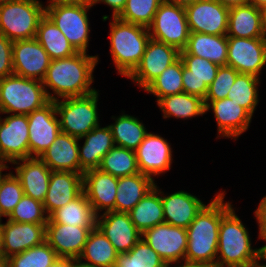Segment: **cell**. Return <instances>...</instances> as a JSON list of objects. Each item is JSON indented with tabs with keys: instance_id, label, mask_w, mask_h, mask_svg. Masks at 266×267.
<instances>
[{
	"instance_id": "obj_35",
	"label": "cell",
	"mask_w": 266,
	"mask_h": 267,
	"mask_svg": "<svg viewBox=\"0 0 266 267\" xmlns=\"http://www.w3.org/2000/svg\"><path fill=\"white\" fill-rule=\"evenodd\" d=\"M35 38L51 60L68 58L78 53L73 45L68 42L66 36L46 15L38 24Z\"/></svg>"
},
{
	"instance_id": "obj_20",
	"label": "cell",
	"mask_w": 266,
	"mask_h": 267,
	"mask_svg": "<svg viewBox=\"0 0 266 267\" xmlns=\"http://www.w3.org/2000/svg\"><path fill=\"white\" fill-rule=\"evenodd\" d=\"M96 226L119 254L129 252L142 236L129 214L124 212L110 211L100 214L97 216Z\"/></svg>"
},
{
	"instance_id": "obj_46",
	"label": "cell",
	"mask_w": 266,
	"mask_h": 267,
	"mask_svg": "<svg viewBox=\"0 0 266 267\" xmlns=\"http://www.w3.org/2000/svg\"><path fill=\"white\" fill-rule=\"evenodd\" d=\"M239 74L233 67L220 66L213 82L208 86L204 100H222L227 98L228 92Z\"/></svg>"
},
{
	"instance_id": "obj_16",
	"label": "cell",
	"mask_w": 266,
	"mask_h": 267,
	"mask_svg": "<svg viewBox=\"0 0 266 267\" xmlns=\"http://www.w3.org/2000/svg\"><path fill=\"white\" fill-rule=\"evenodd\" d=\"M29 131V155L40 157L61 132L55 101L27 115Z\"/></svg>"
},
{
	"instance_id": "obj_51",
	"label": "cell",
	"mask_w": 266,
	"mask_h": 267,
	"mask_svg": "<svg viewBox=\"0 0 266 267\" xmlns=\"http://www.w3.org/2000/svg\"><path fill=\"white\" fill-rule=\"evenodd\" d=\"M217 1L221 3L223 6L228 8L248 5L250 3V0H217Z\"/></svg>"
},
{
	"instance_id": "obj_43",
	"label": "cell",
	"mask_w": 266,
	"mask_h": 267,
	"mask_svg": "<svg viewBox=\"0 0 266 267\" xmlns=\"http://www.w3.org/2000/svg\"><path fill=\"white\" fill-rule=\"evenodd\" d=\"M162 0H127L119 19L148 28Z\"/></svg>"
},
{
	"instance_id": "obj_10",
	"label": "cell",
	"mask_w": 266,
	"mask_h": 267,
	"mask_svg": "<svg viewBox=\"0 0 266 267\" xmlns=\"http://www.w3.org/2000/svg\"><path fill=\"white\" fill-rule=\"evenodd\" d=\"M28 128L27 115L0 116V168H9L7 162L30 158Z\"/></svg>"
},
{
	"instance_id": "obj_3",
	"label": "cell",
	"mask_w": 266,
	"mask_h": 267,
	"mask_svg": "<svg viewBox=\"0 0 266 267\" xmlns=\"http://www.w3.org/2000/svg\"><path fill=\"white\" fill-rule=\"evenodd\" d=\"M248 229L232 207L219 226L216 267H245L263 261V249L251 246Z\"/></svg>"
},
{
	"instance_id": "obj_21",
	"label": "cell",
	"mask_w": 266,
	"mask_h": 267,
	"mask_svg": "<svg viewBox=\"0 0 266 267\" xmlns=\"http://www.w3.org/2000/svg\"><path fill=\"white\" fill-rule=\"evenodd\" d=\"M118 177L97 169H90L83 173V192L90 202L97 216L115 211Z\"/></svg>"
},
{
	"instance_id": "obj_55",
	"label": "cell",
	"mask_w": 266,
	"mask_h": 267,
	"mask_svg": "<svg viewBox=\"0 0 266 267\" xmlns=\"http://www.w3.org/2000/svg\"><path fill=\"white\" fill-rule=\"evenodd\" d=\"M261 25H262V36L266 41V6L261 8Z\"/></svg>"
},
{
	"instance_id": "obj_32",
	"label": "cell",
	"mask_w": 266,
	"mask_h": 267,
	"mask_svg": "<svg viewBox=\"0 0 266 267\" xmlns=\"http://www.w3.org/2000/svg\"><path fill=\"white\" fill-rule=\"evenodd\" d=\"M227 36L263 38L261 8L248 4L229 8Z\"/></svg>"
},
{
	"instance_id": "obj_52",
	"label": "cell",
	"mask_w": 266,
	"mask_h": 267,
	"mask_svg": "<svg viewBox=\"0 0 266 267\" xmlns=\"http://www.w3.org/2000/svg\"><path fill=\"white\" fill-rule=\"evenodd\" d=\"M78 264L75 259H59L52 267H76Z\"/></svg>"
},
{
	"instance_id": "obj_40",
	"label": "cell",
	"mask_w": 266,
	"mask_h": 267,
	"mask_svg": "<svg viewBox=\"0 0 266 267\" xmlns=\"http://www.w3.org/2000/svg\"><path fill=\"white\" fill-rule=\"evenodd\" d=\"M149 94L157 97V102L168 95L184 92L182 82V60L179 58L168 66L145 89Z\"/></svg>"
},
{
	"instance_id": "obj_45",
	"label": "cell",
	"mask_w": 266,
	"mask_h": 267,
	"mask_svg": "<svg viewBox=\"0 0 266 267\" xmlns=\"http://www.w3.org/2000/svg\"><path fill=\"white\" fill-rule=\"evenodd\" d=\"M7 218L19 223L46 224L48 222L43 202L26 195L22 197Z\"/></svg>"
},
{
	"instance_id": "obj_44",
	"label": "cell",
	"mask_w": 266,
	"mask_h": 267,
	"mask_svg": "<svg viewBox=\"0 0 266 267\" xmlns=\"http://www.w3.org/2000/svg\"><path fill=\"white\" fill-rule=\"evenodd\" d=\"M4 169L8 167L0 168V210L3 217H8L24 196V191L13 172L3 174Z\"/></svg>"
},
{
	"instance_id": "obj_61",
	"label": "cell",
	"mask_w": 266,
	"mask_h": 267,
	"mask_svg": "<svg viewBox=\"0 0 266 267\" xmlns=\"http://www.w3.org/2000/svg\"><path fill=\"white\" fill-rule=\"evenodd\" d=\"M1 217H3V216H2V214H1V210H0V222L2 221Z\"/></svg>"
},
{
	"instance_id": "obj_34",
	"label": "cell",
	"mask_w": 266,
	"mask_h": 267,
	"mask_svg": "<svg viewBox=\"0 0 266 267\" xmlns=\"http://www.w3.org/2000/svg\"><path fill=\"white\" fill-rule=\"evenodd\" d=\"M47 223H60L80 227H96L97 215L84 192L48 216Z\"/></svg>"
},
{
	"instance_id": "obj_19",
	"label": "cell",
	"mask_w": 266,
	"mask_h": 267,
	"mask_svg": "<svg viewBox=\"0 0 266 267\" xmlns=\"http://www.w3.org/2000/svg\"><path fill=\"white\" fill-rule=\"evenodd\" d=\"M93 228L46 223L45 241L54 249L60 259L78 260Z\"/></svg>"
},
{
	"instance_id": "obj_38",
	"label": "cell",
	"mask_w": 266,
	"mask_h": 267,
	"mask_svg": "<svg viewBox=\"0 0 266 267\" xmlns=\"http://www.w3.org/2000/svg\"><path fill=\"white\" fill-rule=\"evenodd\" d=\"M98 169L115 177H124L140 172L136 152L116 145L102 158Z\"/></svg>"
},
{
	"instance_id": "obj_22",
	"label": "cell",
	"mask_w": 266,
	"mask_h": 267,
	"mask_svg": "<svg viewBox=\"0 0 266 267\" xmlns=\"http://www.w3.org/2000/svg\"><path fill=\"white\" fill-rule=\"evenodd\" d=\"M3 250L2 258L22 253L45 241L46 224L19 223L7 220L2 223Z\"/></svg>"
},
{
	"instance_id": "obj_47",
	"label": "cell",
	"mask_w": 266,
	"mask_h": 267,
	"mask_svg": "<svg viewBox=\"0 0 266 267\" xmlns=\"http://www.w3.org/2000/svg\"><path fill=\"white\" fill-rule=\"evenodd\" d=\"M13 42L0 34V79L13 74Z\"/></svg>"
},
{
	"instance_id": "obj_56",
	"label": "cell",
	"mask_w": 266,
	"mask_h": 267,
	"mask_svg": "<svg viewBox=\"0 0 266 267\" xmlns=\"http://www.w3.org/2000/svg\"><path fill=\"white\" fill-rule=\"evenodd\" d=\"M249 4L254 5L258 8H263L266 6V0H250Z\"/></svg>"
},
{
	"instance_id": "obj_59",
	"label": "cell",
	"mask_w": 266,
	"mask_h": 267,
	"mask_svg": "<svg viewBox=\"0 0 266 267\" xmlns=\"http://www.w3.org/2000/svg\"><path fill=\"white\" fill-rule=\"evenodd\" d=\"M260 262H257V263H254V264H251V265H248V266H245V267H266L265 264H262Z\"/></svg>"
},
{
	"instance_id": "obj_48",
	"label": "cell",
	"mask_w": 266,
	"mask_h": 267,
	"mask_svg": "<svg viewBox=\"0 0 266 267\" xmlns=\"http://www.w3.org/2000/svg\"><path fill=\"white\" fill-rule=\"evenodd\" d=\"M259 225L258 238L261 240H266V196L262 198L259 203L258 208L254 212Z\"/></svg>"
},
{
	"instance_id": "obj_37",
	"label": "cell",
	"mask_w": 266,
	"mask_h": 267,
	"mask_svg": "<svg viewBox=\"0 0 266 267\" xmlns=\"http://www.w3.org/2000/svg\"><path fill=\"white\" fill-rule=\"evenodd\" d=\"M111 119L115 122L108 126L114 144L135 151L148 133L144 124L137 117L124 114V112L117 118L112 116Z\"/></svg>"
},
{
	"instance_id": "obj_12",
	"label": "cell",
	"mask_w": 266,
	"mask_h": 267,
	"mask_svg": "<svg viewBox=\"0 0 266 267\" xmlns=\"http://www.w3.org/2000/svg\"><path fill=\"white\" fill-rule=\"evenodd\" d=\"M227 66L239 73L257 77L266 66V41L263 38H238L227 36Z\"/></svg>"
},
{
	"instance_id": "obj_17",
	"label": "cell",
	"mask_w": 266,
	"mask_h": 267,
	"mask_svg": "<svg viewBox=\"0 0 266 267\" xmlns=\"http://www.w3.org/2000/svg\"><path fill=\"white\" fill-rule=\"evenodd\" d=\"M205 113L213 111L218 126V137L236 140L250 126L252 115L230 98L204 100ZM220 135V136H219Z\"/></svg>"
},
{
	"instance_id": "obj_13",
	"label": "cell",
	"mask_w": 266,
	"mask_h": 267,
	"mask_svg": "<svg viewBox=\"0 0 266 267\" xmlns=\"http://www.w3.org/2000/svg\"><path fill=\"white\" fill-rule=\"evenodd\" d=\"M141 238L168 264L185 261L187 231L162 223L146 230Z\"/></svg>"
},
{
	"instance_id": "obj_1",
	"label": "cell",
	"mask_w": 266,
	"mask_h": 267,
	"mask_svg": "<svg viewBox=\"0 0 266 267\" xmlns=\"http://www.w3.org/2000/svg\"><path fill=\"white\" fill-rule=\"evenodd\" d=\"M98 55L78 52L68 58L51 60L42 83L50 101L68 97H81L96 91L91 88ZM52 90V93L48 90ZM57 96V97H56Z\"/></svg>"
},
{
	"instance_id": "obj_27",
	"label": "cell",
	"mask_w": 266,
	"mask_h": 267,
	"mask_svg": "<svg viewBox=\"0 0 266 267\" xmlns=\"http://www.w3.org/2000/svg\"><path fill=\"white\" fill-rule=\"evenodd\" d=\"M79 141L78 138L60 132L39 158L51 171L80 173Z\"/></svg>"
},
{
	"instance_id": "obj_6",
	"label": "cell",
	"mask_w": 266,
	"mask_h": 267,
	"mask_svg": "<svg viewBox=\"0 0 266 267\" xmlns=\"http://www.w3.org/2000/svg\"><path fill=\"white\" fill-rule=\"evenodd\" d=\"M44 16L40 0H5L0 3V34L12 42L35 38Z\"/></svg>"
},
{
	"instance_id": "obj_39",
	"label": "cell",
	"mask_w": 266,
	"mask_h": 267,
	"mask_svg": "<svg viewBox=\"0 0 266 267\" xmlns=\"http://www.w3.org/2000/svg\"><path fill=\"white\" fill-rule=\"evenodd\" d=\"M260 83V77L239 73L227 97L245 108L253 116L259 103L257 86Z\"/></svg>"
},
{
	"instance_id": "obj_2",
	"label": "cell",
	"mask_w": 266,
	"mask_h": 267,
	"mask_svg": "<svg viewBox=\"0 0 266 267\" xmlns=\"http://www.w3.org/2000/svg\"><path fill=\"white\" fill-rule=\"evenodd\" d=\"M225 194L223 191L216 194L186 229L188 238L186 262L205 263L216 267L221 218L233 206L231 202H224Z\"/></svg>"
},
{
	"instance_id": "obj_28",
	"label": "cell",
	"mask_w": 266,
	"mask_h": 267,
	"mask_svg": "<svg viewBox=\"0 0 266 267\" xmlns=\"http://www.w3.org/2000/svg\"><path fill=\"white\" fill-rule=\"evenodd\" d=\"M84 144L79 145L80 173L90 169H97L102 158L115 146L109 126L95 127L85 136Z\"/></svg>"
},
{
	"instance_id": "obj_11",
	"label": "cell",
	"mask_w": 266,
	"mask_h": 267,
	"mask_svg": "<svg viewBox=\"0 0 266 267\" xmlns=\"http://www.w3.org/2000/svg\"><path fill=\"white\" fill-rule=\"evenodd\" d=\"M180 58V51L163 42L150 38L141 61L127 77L137 86L145 89L168 66Z\"/></svg>"
},
{
	"instance_id": "obj_4",
	"label": "cell",
	"mask_w": 266,
	"mask_h": 267,
	"mask_svg": "<svg viewBox=\"0 0 266 267\" xmlns=\"http://www.w3.org/2000/svg\"><path fill=\"white\" fill-rule=\"evenodd\" d=\"M110 53L119 75L128 77L144 54L150 34L148 28L112 17Z\"/></svg>"
},
{
	"instance_id": "obj_5",
	"label": "cell",
	"mask_w": 266,
	"mask_h": 267,
	"mask_svg": "<svg viewBox=\"0 0 266 267\" xmlns=\"http://www.w3.org/2000/svg\"><path fill=\"white\" fill-rule=\"evenodd\" d=\"M49 102L42 81L15 74L0 79V114L29 115Z\"/></svg>"
},
{
	"instance_id": "obj_9",
	"label": "cell",
	"mask_w": 266,
	"mask_h": 267,
	"mask_svg": "<svg viewBox=\"0 0 266 267\" xmlns=\"http://www.w3.org/2000/svg\"><path fill=\"white\" fill-rule=\"evenodd\" d=\"M150 38L182 51L189 38L185 7L162 2L148 27Z\"/></svg>"
},
{
	"instance_id": "obj_36",
	"label": "cell",
	"mask_w": 266,
	"mask_h": 267,
	"mask_svg": "<svg viewBox=\"0 0 266 267\" xmlns=\"http://www.w3.org/2000/svg\"><path fill=\"white\" fill-rule=\"evenodd\" d=\"M157 105L163 112V117L188 119L205 114L204 100L200 97L181 92L161 98Z\"/></svg>"
},
{
	"instance_id": "obj_15",
	"label": "cell",
	"mask_w": 266,
	"mask_h": 267,
	"mask_svg": "<svg viewBox=\"0 0 266 267\" xmlns=\"http://www.w3.org/2000/svg\"><path fill=\"white\" fill-rule=\"evenodd\" d=\"M12 59L13 74L39 81L45 78L51 62L36 38L13 41Z\"/></svg>"
},
{
	"instance_id": "obj_58",
	"label": "cell",
	"mask_w": 266,
	"mask_h": 267,
	"mask_svg": "<svg viewBox=\"0 0 266 267\" xmlns=\"http://www.w3.org/2000/svg\"><path fill=\"white\" fill-rule=\"evenodd\" d=\"M0 267H9L7 259L0 258Z\"/></svg>"
},
{
	"instance_id": "obj_53",
	"label": "cell",
	"mask_w": 266,
	"mask_h": 267,
	"mask_svg": "<svg viewBox=\"0 0 266 267\" xmlns=\"http://www.w3.org/2000/svg\"><path fill=\"white\" fill-rule=\"evenodd\" d=\"M176 264H180V265H177V266L175 265L174 267H213V266L205 264V263H190V262H186V261H184V263L182 261V263L178 262ZM171 265L172 264H168L167 267H171Z\"/></svg>"
},
{
	"instance_id": "obj_50",
	"label": "cell",
	"mask_w": 266,
	"mask_h": 267,
	"mask_svg": "<svg viewBox=\"0 0 266 267\" xmlns=\"http://www.w3.org/2000/svg\"><path fill=\"white\" fill-rule=\"evenodd\" d=\"M49 4H85L92 5L93 0H48Z\"/></svg>"
},
{
	"instance_id": "obj_54",
	"label": "cell",
	"mask_w": 266,
	"mask_h": 267,
	"mask_svg": "<svg viewBox=\"0 0 266 267\" xmlns=\"http://www.w3.org/2000/svg\"><path fill=\"white\" fill-rule=\"evenodd\" d=\"M199 0H162V2L172 3L176 4L182 7H186L188 5H191Z\"/></svg>"
},
{
	"instance_id": "obj_42",
	"label": "cell",
	"mask_w": 266,
	"mask_h": 267,
	"mask_svg": "<svg viewBox=\"0 0 266 267\" xmlns=\"http://www.w3.org/2000/svg\"><path fill=\"white\" fill-rule=\"evenodd\" d=\"M60 258L54 249L44 241L22 253L7 258L9 267H52Z\"/></svg>"
},
{
	"instance_id": "obj_31",
	"label": "cell",
	"mask_w": 266,
	"mask_h": 267,
	"mask_svg": "<svg viewBox=\"0 0 266 267\" xmlns=\"http://www.w3.org/2000/svg\"><path fill=\"white\" fill-rule=\"evenodd\" d=\"M118 254L112 243L96 226L90 231L77 261L84 267H115Z\"/></svg>"
},
{
	"instance_id": "obj_24",
	"label": "cell",
	"mask_w": 266,
	"mask_h": 267,
	"mask_svg": "<svg viewBox=\"0 0 266 267\" xmlns=\"http://www.w3.org/2000/svg\"><path fill=\"white\" fill-rule=\"evenodd\" d=\"M83 192V173L52 171L43 201L46 214L73 201Z\"/></svg>"
},
{
	"instance_id": "obj_14",
	"label": "cell",
	"mask_w": 266,
	"mask_h": 267,
	"mask_svg": "<svg viewBox=\"0 0 266 267\" xmlns=\"http://www.w3.org/2000/svg\"><path fill=\"white\" fill-rule=\"evenodd\" d=\"M185 10L190 32L226 35L229 8L217 0H199Z\"/></svg>"
},
{
	"instance_id": "obj_7",
	"label": "cell",
	"mask_w": 266,
	"mask_h": 267,
	"mask_svg": "<svg viewBox=\"0 0 266 267\" xmlns=\"http://www.w3.org/2000/svg\"><path fill=\"white\" fill-rule=\"evenodd\" d=\"M99 91L81 97H68L55 101L61 132L82 138L99 126L97 102Z\"/></svg>"
},
{
	"instance_id": "obj_29",
	"label": "cell",
	"mask_w": 266,
	"mask_h": 267,
	"mask_svg": "<svg viewBox=\"0 0 266 267\" xmlns=\"http://www.w3.org/2000/svg\"><path fill=\"white\" fill-rule=\"evenodd\" d=\"M180 55H194L219 66H227V35H211L190 32L185 48Z\"/></svg>"
},
{
	"instance_id": "obj_57",
	"label": "cell",
	"mask_w": 266,
	"mask_h": 267,
	"mask_svg": "<svg viewBox=\"0 0 266 267\" xmlns=\"http://www.w3.org/2000/svg\"><path fill=\"white\" fill-rule=\"evenodd\" d=\"M3 250V233H2V222H0V258H2Z\"/></svg>"
},
{
	"instance_id": "obj_41",
	"label": "cell",
	"mask_w": 266,
	"mask_h": 267,
	"mask_svg": "<svg viewBox=\"0 0 266 267\" xmlns=\"http://www.w3.org/2000/svg\"><path fill=\"white\" fill-rule=\"evenodd\" d=\"M115 267H167V263L141 238L129 252L118 254Z\"/></svg>"
},
{
	"instance_id": "obj_60",
	"label": "cell",
	"mask_w": 266,
	"mask_h": 267,
	"mask_svg": "<svg viewBox=\"0 0 266 267\" xmlns=\"http://www.w3.org/2000/svg\"><path fill=\"white\" fill-rule=\"evenodd\" d=\"M264 242H266V240ZM262 249H263V260L266 261V245H263Z\"/></svg>"
},
{
	"instance_id": "obj_33",
	"label": "cell",
	"mask_w": 266,
	"mask_h": 267,
	"mask_svg": "<svg viewBox=\"0 0 266 267\" xmlns=\"http://www.w3.org/2000/svg\"><path fill=\"white\" fill-rule=\"evenodd\" d=\"M156 184L128 213L141 234L156 225L165 223L161 189L159 190Z\"/></svg>"
},
{
	"instance_id": "obj_30",
	"label": "cell",
	"mask_w": 266,
	"mask_h": 267,
	"mask_svg": "<svg viewBox=\"0 0 266 267\" xmlns=\"http://www.w3.org/2000/svg\"><path fill=\"white\" fill-rule=\"evenodd\" d=\"M155 180L141 172L118 177L115 211L129 213L155 186Z\"/></svg>"
},
{
	"instance_id": "obj_49",
	"label": "cell",
	"mask_w": 266,
	"mask_h": 267,
	"mask_svg": "<svg viewBox=\"0 0 266 267\" xmlns=\"http://www.w3.org/2000/svg\"><path fill=\"white\" fill-rule=\"evenodd\" d=\"M127 0H93L92 6L96 3H104L112 9V17H118L123 11Z\"/></svg>"
},
{
	"instance_id": "obj_23",
	"label": "cell",
	"mask_w": 266,
	"mask_h": 267,
	"mask_svg": "<svg viewBox=\"0 0 266 267\" xmlns=\"http://www.w3.org/2000/svg\"><path fill=\"white\" fill-rule=\"evenodd\" d=\"M184 92L205 99L219 65L194 55H180Z\"/></svg>"
},
{
	"instance_id": "obj_26",
	"label": "cell",
	"mask_w": 266,
	"mask_h": 267,
	"mask_svg": "<svg viewBox=\"0 0 266 267\" xmlns=\"http://www.w3.org/2000/svg\"><path fill=\"white\" fill-rule=\"evenodd\" d=\"M161 201L165 223L185 229L206 205L196 196L183 190L169 195L161 191Z\"/></svg>"
},
{
	"instance_id": "obj_8",
	"label": "cell",
	"mask_w": 266,
	"mask_h": 267,
	"mask_svg": "<svg viewBox=\"0 0 266 267\" xmlns=\"http://www.w3.org/2000/svg\"><path fill=\"white\" fill-rule=\"evenodd\" d=\"M92 7L85 4H48L45 6V15L78 52L87 53L90 33L87 12Z\"/></svg>"
},
{
	"instance_id": "obj_18",
	"label": "cell",
	"mask_w": 266,
	"mask_h": 267,
	"mask_svg": "<svg viewBox=\"0 0 266 267\" xmlns=\"http://www.w3.org/2000/svg\"><path fill=\"white\" fill-rule=\"evenodd\" d=\"M170 143L160 135L147 133L135 150L138 169L142 174L158 176L171 169L172 148Z\"/></svg>"
},
{
	"instance_id": "obj_25",
	"label": "cell",
	"mask_w": 266,
	"mask_h": 267,
	"mask_svg": "<svg viewBox=\"0 0 266 267\" xmlns=\"http://www.w3.org/2000/svg\"><path fill=\"white\" fill-rule=\"evenodd\" d=\"M15 176L19 179L24 195L43 202L49 187L50 168L39 158L30 157L17 160Z\"/></svg>"
}]
</instances>
